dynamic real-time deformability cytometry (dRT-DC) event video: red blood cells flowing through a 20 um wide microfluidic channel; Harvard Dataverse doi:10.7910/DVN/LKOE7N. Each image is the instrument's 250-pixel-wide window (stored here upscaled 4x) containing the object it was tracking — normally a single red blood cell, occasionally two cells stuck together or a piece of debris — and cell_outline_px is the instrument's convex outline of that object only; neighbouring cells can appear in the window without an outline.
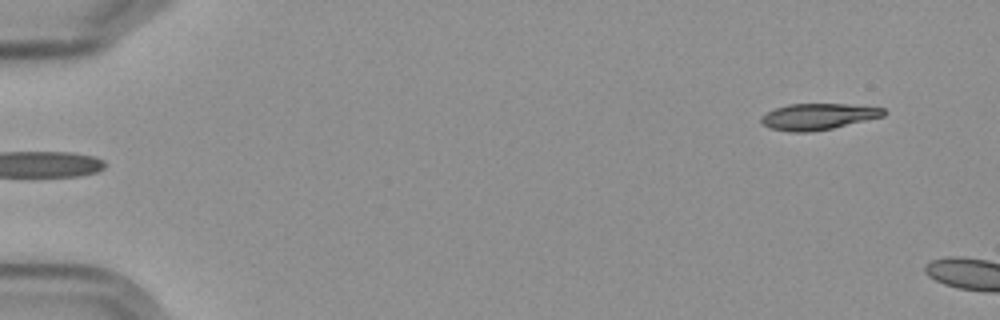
{"species": "Egyptian fruit bat (a non-hibernating species)", "species_latin": "Rousettus aegyptiacus", "temperature_condition": "cold", "stored_images_in_passage": 4, "segment_of_instrument_passage": [2, 2], "camera_frame_rate_fps": 3000, "um_per_image_px": 0.085, "frame": {"image": 1, "passage_image": 4, "time_ms": 3.667, "image_size_px": [1000, 320], "cell_outline_px": [[884, 116], [832, 128], [808, 132], [792, 132], [768, 128], [760, 124], [760, 116], [776, 108], [788, 104], [848, 104], [884, 108]], "centroid_in_image_um": [69.47, 9.91], "position_along_channel_um": 15.5, "area_um2": 18.67}}